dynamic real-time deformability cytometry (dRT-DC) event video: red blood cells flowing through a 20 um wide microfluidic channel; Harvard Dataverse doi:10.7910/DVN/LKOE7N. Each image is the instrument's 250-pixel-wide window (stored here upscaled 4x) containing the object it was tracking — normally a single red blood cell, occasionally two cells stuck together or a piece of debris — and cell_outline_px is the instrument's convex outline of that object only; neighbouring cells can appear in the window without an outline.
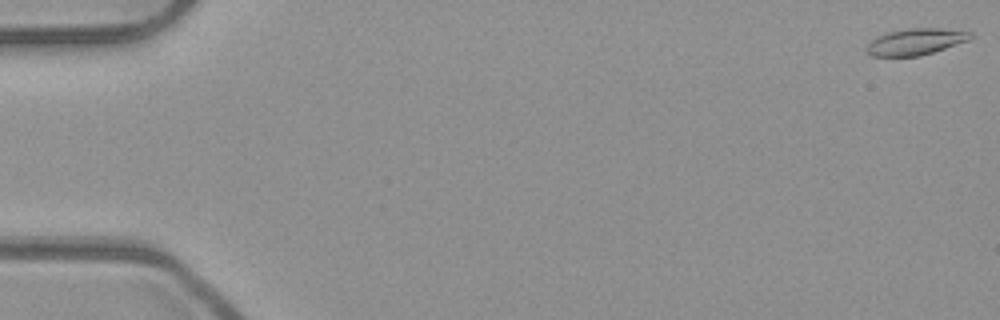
{"species": "common noctule bat (a hibernating species)", "species_latin": "Nyctalus noctula", "temperature_condition": "room temperature", "stored_images_in_passage": 6, "segment_of_instrument_passage": [2, 2], "camera_frame_rate_fps": 3000, "um_per_image_px": 0.085, "animal": {"sex": "male", "body_mass_g": 23.1, "forearm_length_mm": 52.7}, "frame": {"image": 1, "passage_image": 6, "time_ms": 1.667, "image_size_px": [1000, 320], "cell_outline_px": [[972, 36], [968, 40], [920, 56], [872, 56], [868, 52], [868, 44], [872, 40], [888, 32], [912, 28], [940, 28], [972, 32]], "centroid_in_image_um": [77.85, 3.54], "position_along_channel_um": 7.2, "area_um2": 15.55}}